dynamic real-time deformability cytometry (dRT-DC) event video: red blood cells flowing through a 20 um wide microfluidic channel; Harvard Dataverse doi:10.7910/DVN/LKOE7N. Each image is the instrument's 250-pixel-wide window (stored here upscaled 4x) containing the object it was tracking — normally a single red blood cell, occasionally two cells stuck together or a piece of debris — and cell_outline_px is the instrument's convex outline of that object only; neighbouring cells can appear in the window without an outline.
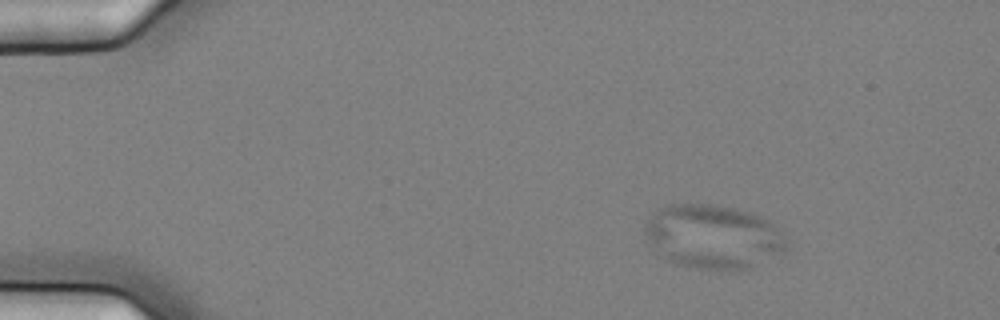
{"species": "common noctule bat (a hibernating species)", "species_latin": "Nyctalus noctula", "temperature_condition": "cold", "stored_images_in_passage": 5, "camera_frame_rate_fps": 3000, "um_per_image_px": 0.085, "animal": {"sex": "female", "body_mass_g": 25.1}, "frame": {"image": 1, "passage_image": 2, "time_ms": 0.333, "image_size_px": [1000, 320], "cell_outline_px": [[792, 240], [784, 252], [748, 268], [736, 272], [696, 268], [676, 264], [668, 260], [656, 252], [644, 232], [644, 224], [656, 208], [664, 204], [712, 204], [736, 208], [760, 216], [776, 224]], "centroid_in_image_um": [60.66, 20.12], "position_along_channel_um": 24.3, "area_um2": 53.93}}